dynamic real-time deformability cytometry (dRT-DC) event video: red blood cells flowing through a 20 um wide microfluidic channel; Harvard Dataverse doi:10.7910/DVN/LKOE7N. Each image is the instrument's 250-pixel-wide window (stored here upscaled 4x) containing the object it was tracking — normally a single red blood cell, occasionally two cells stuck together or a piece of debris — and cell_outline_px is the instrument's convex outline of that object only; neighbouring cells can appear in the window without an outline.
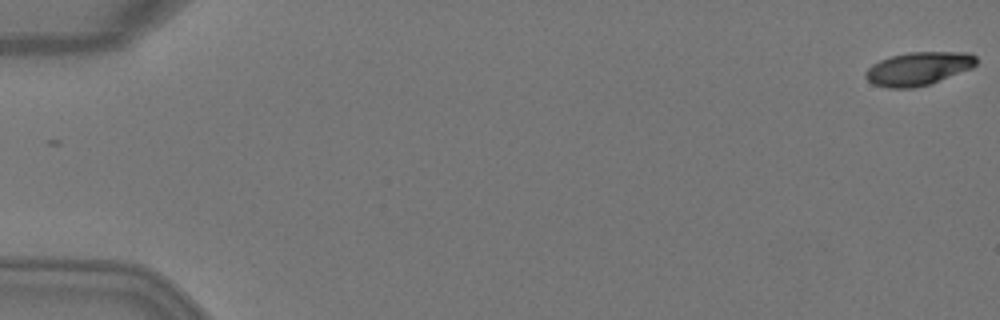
{"species": "Egyptian fruit bat (a non-hibernating species)", "species_latin": "Rousettus aegyptiacus", "temperature_condition": "warm", "stored_images_in_passage": 51, "camera_frame_rate_fps": 3000, "um_per_image_px": 0.085, "animal": {"sex": "female"}, "frame": {"image": 1, "passage_image": 1, "time_ms": 0.0, "image_size_px": [1000, 320], "cell_outline_px": [[976, 64], [972, 68], [932, 84], [912, 88], [888, 88], [872, 84], [864, 76], [864, 72], [872, 64], [880, 60], [892, 56], [908, 52], [968, 52], [976, 56]], "centroid_in_image_um": [78.05, 5.84], "position_along_channel_um": 6.9, "area_um2": 21.68}}
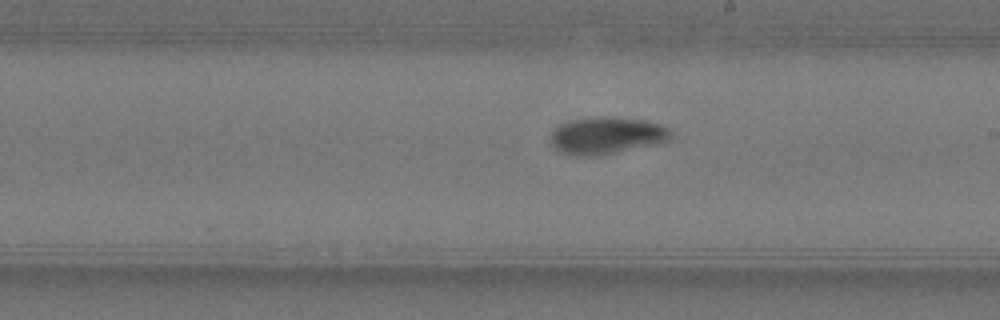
{"frame": {"image": 2, "passage_image": 30, "time_ms": 9.667, "image_size_px": [1000, 320], "cell_outline_px": [[672, 136], [668, 140], [652, 144], [600, 156], [572, 156], [560, 152], [552, 144], [552, 132], [560, 124], [568, 120], [592, 116], [612, 116], [644, 120], [660, 124], [668, 128], [672, 132]], "centroid_in_image_um": [51.54, 11.5], "position_along_channel_um": 237.5, "area_um2": 26.13}}
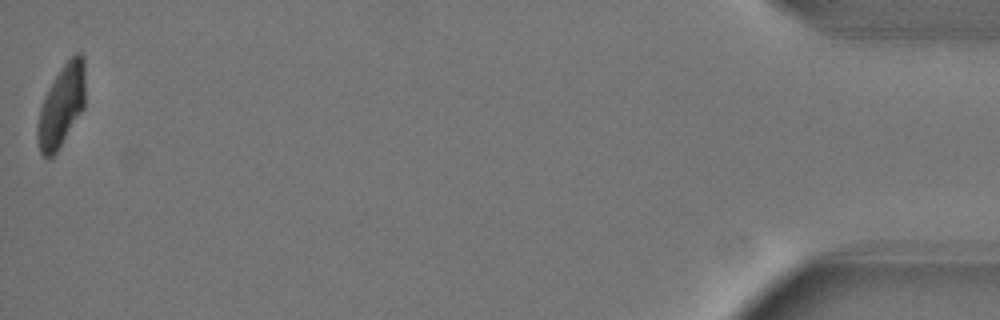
{"frame": {"image": 3, "passage_image": 51, "time_ms": 16.667, "image_size_px": [1000, 320], "cell_outline_px": [[84, 108], [56, 152], [52, 156], [44, 156], [40, 152], [36, 140], [36, 124], [40, 108], [60, 68], [76, 52], [80, 52], [84, 56]], "centroid_in_image_um": [5.22, 9.0], "position_along_channel_um": 430.0, "area_um2": 22.37}, "authors_computed_cell_mechanics": {"area_um2": 24.1604, "velocity_mm_per_s": 4.0635, "shape_relaxation_time_tau1_ms": 2.9822, "shape_relaxation_time_tau2_ms": 3.5326, "deformation_change_tau1": 0.1922, "deformation_change_tau2": 0.0294}}